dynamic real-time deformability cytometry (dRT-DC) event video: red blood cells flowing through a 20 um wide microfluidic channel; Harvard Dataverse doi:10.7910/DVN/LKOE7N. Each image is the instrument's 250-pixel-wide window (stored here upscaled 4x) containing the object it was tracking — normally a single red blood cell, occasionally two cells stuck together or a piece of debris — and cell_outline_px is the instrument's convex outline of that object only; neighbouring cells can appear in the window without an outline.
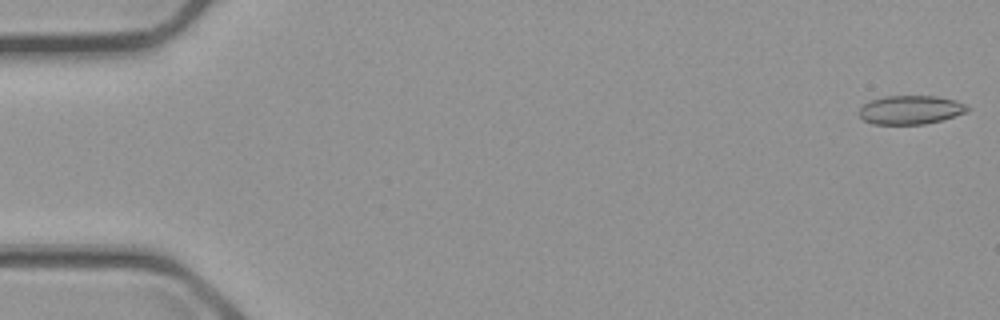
{"species": "common noctule bat (a hibernating species)", "species_latin": "Nyctalus noctula", "temperature_condition": "cold", "stored_images_in_passage": 56, "camera_frame_rate_fps": 3000, "um_per_image_px": 0.085, "animal": {"sex": "male", "body_mass_g": 23.1, "forearm_length_mm": 52.7}, "frame": {"image": 1, "passage_image": 1, "time_ms": 0.0, "image_size_px": [1000, 320], "cell_outline_px": [[972, 108], [968, 112], [940, 120], [924, 124], [872, 124], [864, 120], [860, 116], [860, 108], [864, 104], [872, 100], [884, 96], [936, 96], [956, 100], [968, 104]], "centroid_in_image_um": [77.46, 9.33], "position_along_channel_um": 7.5, "area_um2": 18.21}}
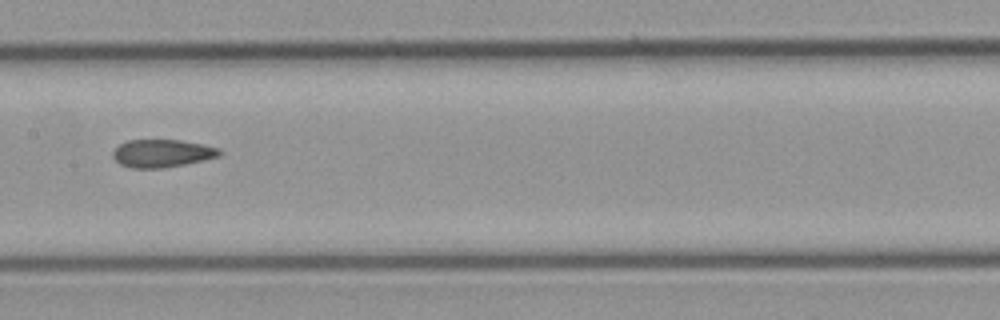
{"frame": {"image": 2, "passage_image": 28, "time_ms": 9.0, "image_size_px": [1000, 320], "cell_outline_px": [[224, 152], [220, 156], [204, 160], [164, 168], [132, 168], [120, 164], [112, 156], [112, 152], [120, 144], [128, 140], [180, 140], [204, 144], [220, 148]], "centroid_in_image_um": [13.82, 13.03], "position_along_channel_um": 193.6, "area_um2": 17.4}}
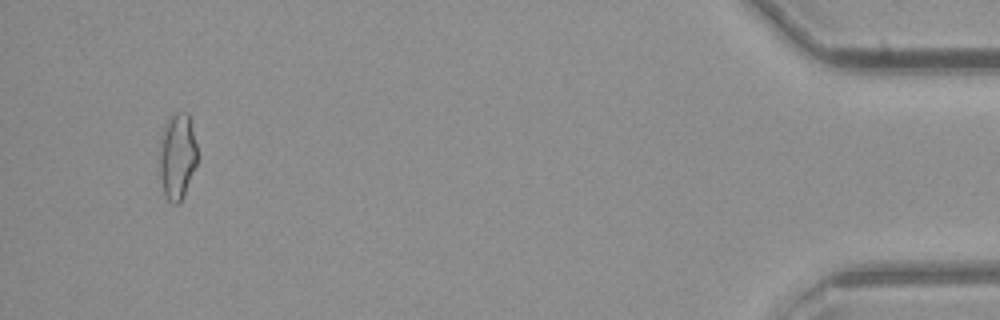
{"frame": {"image": 3, "passage_image": 53, "time_ms": 17.333, "image_size_px": [1000, 320], "cell_outline_px": [[196, 164], [184, 192], [180, 200], [176, 204], [172, 204], [168, 200], [164, 192], [160, 176], [160, 136], [164, 124], [168, 116], [176, 112], [188, 112], [196, 144]], "centroid_in_image_um": [15.04, 13.2], "position_along_channel_um": 420.2, "area_um2": 18.73}, "authors_computed_cell_mechanics": {"area_um2": 18.0914, "velocity_mm_per_s": 3.6848, "shape_relaxation_time_tau1_ms": null, "shape_relaxation_time_tau2_ms": 2.5202, "deformation_change_tau1": null, "deformation_change_tau2": 0.0743}}